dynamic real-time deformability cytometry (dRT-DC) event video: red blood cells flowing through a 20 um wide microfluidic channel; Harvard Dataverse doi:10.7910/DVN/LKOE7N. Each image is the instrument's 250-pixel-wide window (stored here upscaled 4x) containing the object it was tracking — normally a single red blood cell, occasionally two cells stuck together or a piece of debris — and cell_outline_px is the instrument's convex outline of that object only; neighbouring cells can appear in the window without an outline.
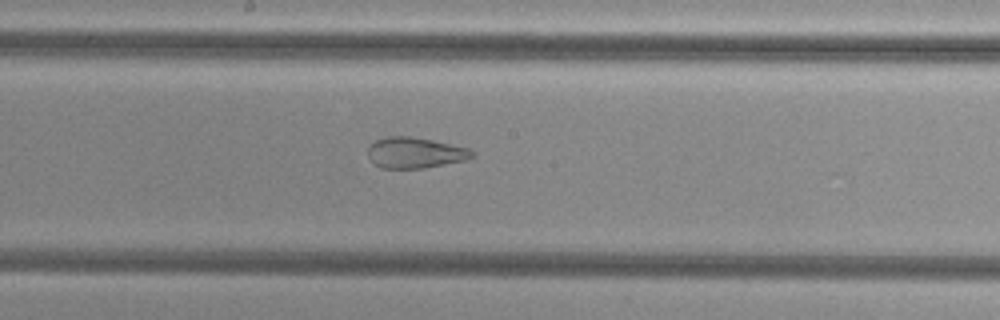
{"species": "common noctule bat (a hibernating species)", "species_latin": "Nyctalus noctula", "temperature_condition": "cold", "stored_images_in_passage": 55, "camera_frame_rate_fps": 3000, "um_per_image_px": 0.085, "animal": {"sex": "female", "body_mass_g": 29.2, "forearm_length_mm": 56.3}, "frame": {"image": 1, "passage_image": 30, "time_ms": 9.667, "image_size_px": [1000, 320], "cell_outline_px": [[476, 152], [472, 156], [464, 160], [424, 168], [380, 168], [372, 164], [368, 160], [368, 148], [376, 140], [388, 136], [408, 136], [432, 140], [468, 148]], "centroid_in_image_um": [35.23, 12.99], "position_along_channel_um": 213.0, "area_um2": 18.67}}
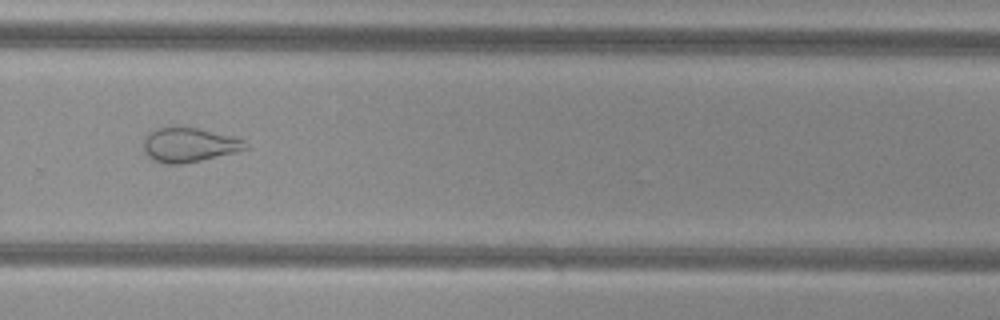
{"frame": {"image": 2, "passage_image": 38, "time_ms": 12.333, "image_size_px": [1000, 320], "cell_outline_px": [[248, 148], [236, 152], [200, 160], [180, 164], [168, 164], [152, 160], [144, 152], [144, 136], [152, 128], [172, 124], [196, 128], [232, 136], [244, 140]], "centroid_in_image_um": [15.99, 12.27], "position_along_channel_um": 313.8, "area_um2": 20.81}}
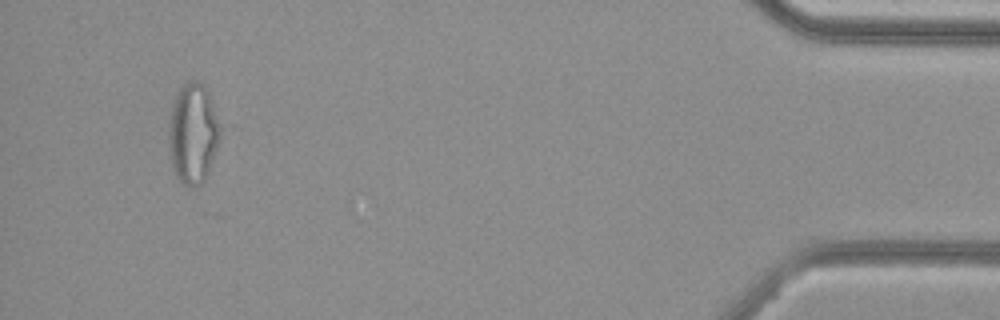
{"frame": {"image": 3, "passage_image": 52, "time_ms": 17.0, "image_size_px": [1000, 320], "cell_outline_px": [[236, 128], [208, 176], [196, 188], [188, 188], [176, 176], [168, 156], [168, 124], [172, 104], [180, 88], [188, 80], [196, 80], [204, 84], [236, 124]], "centroid_in_image_um": [16.73, 11.31], "position_along_channel_um": 418.5, "area_um2": 35.66}, "authors_computed_cell_mechanics": {"area_um2": 29.2468, "velocity_mm_per_s": 3.789, "shape_relaxation_time_tau1_ms": null, "shape_relaxation_time_tau2_ms": 1.6381, "deformation_change_tau1": null, "deformation_change_tau2": 0.0873}}